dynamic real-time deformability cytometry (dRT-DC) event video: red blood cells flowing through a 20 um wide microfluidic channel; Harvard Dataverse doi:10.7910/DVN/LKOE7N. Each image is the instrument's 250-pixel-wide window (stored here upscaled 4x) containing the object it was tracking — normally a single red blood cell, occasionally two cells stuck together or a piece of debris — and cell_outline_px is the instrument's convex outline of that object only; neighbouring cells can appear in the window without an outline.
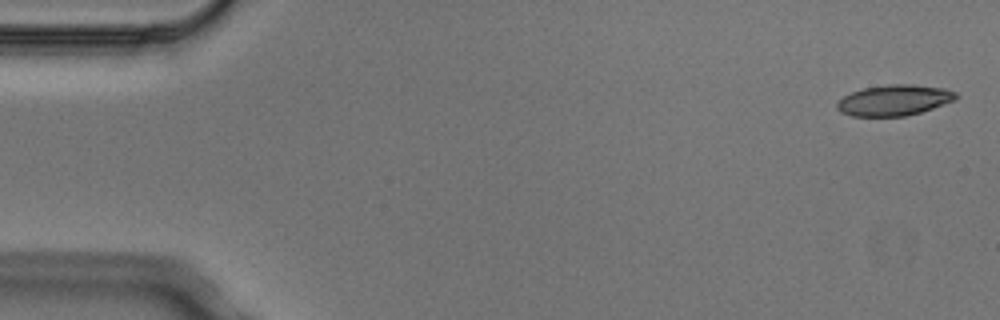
{"species": "Egyptian fruit bat (a non-hibernating species)", "species_latin": "Rousettus aegyptiacus", "temperature_condition": "cold", "stored_images_in_passage": 7, "camera_frame_rate_fps": 3000, "um_per_image_px": 0.085, "animal": {"sex": "male"}, "frame": {"image": 1, "passage_image": 1, "time_ms": 0.0, "image_size_px": [1000, 320], "cell_outline_px": [[960, 96], [956, 100], [920, 112], [904, 116], [852, 116], [840, 112], [836, 108], [836, 104], [844, 96], [852, 92], [864, 88], [888, 84], [912, 84], [944, 88], [956, 92]], "centroid_in_image_um": [76.02, 8.51], "position_along_channel_um": 9.0, "area_um2": 21.33}}
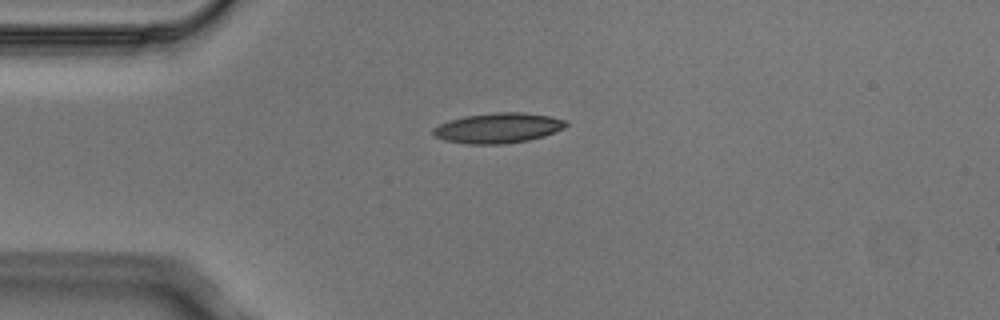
{"frame": {"image": 2, "passage_image": 4, "time_ms": 1.0, "image_size_px": [1000, 320], "cell_outline_px": [[568, 124], [564, 128], [544, 136], [528, 140], [504, 144], [468, 144], [444, 140], [436, 136], [432, 132], [432, 128], [448, 120], [464, 116], [492, 112], [524, 112], [548, 116], [564, 120]], "centroid_in_image_um": [42.31, 10.87], "position_along_channel_um": 42.7, "area_um2": 23.35}}
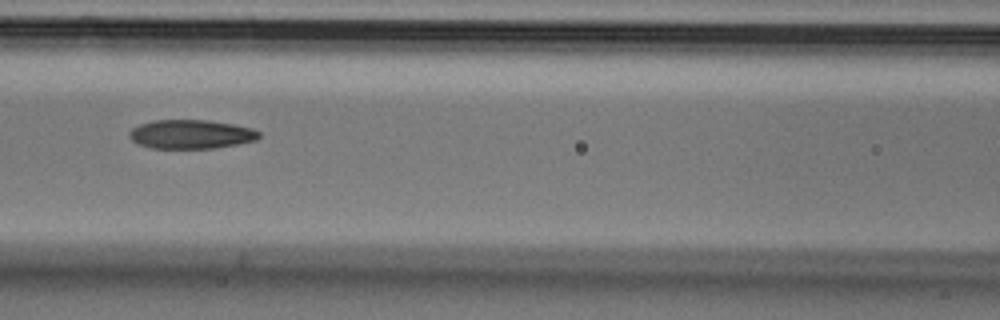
{"frame": {"image": 3, "passage_image": 7, "time_ms": 2.0, "image_size_px": [1000, 320], "cell_outline_px": [[260, 136], [256, 140], [236, 144], [212, 148], [152, 148], [140, 144], [132, 140], [128, 136], [128, 132], [132, 128], [140, 124], [156, 120], [208, 120], [232, 124], [252, 128], [260, 132]], "centroid_in_image_um": [16.22, 11.4], "position_along_channel_um": 150.4, "area_um2": 21.73}}